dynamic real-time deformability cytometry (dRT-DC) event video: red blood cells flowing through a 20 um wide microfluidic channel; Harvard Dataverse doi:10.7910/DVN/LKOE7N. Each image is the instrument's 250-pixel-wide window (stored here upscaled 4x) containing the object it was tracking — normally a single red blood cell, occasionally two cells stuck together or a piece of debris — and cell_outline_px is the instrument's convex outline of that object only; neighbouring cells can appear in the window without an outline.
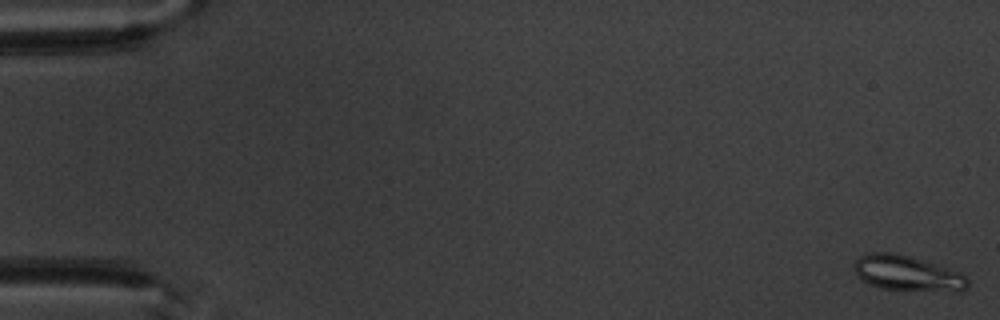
{"species": "common noctule bat (a hibernating species)", "species_latin": "Nyctalus noctula", "temperature_condition": "warm", "stored_images_in_passage": 6, "camera_frame_rate_fps": 3000, "um_per_image_px": 0.085, "animal": {"sex": "male", "body_mass_g": 20.1, "forearm_length_mm": 53.5}, "frame": {"image": 1, "passage_image": 1, "time_ms": 0.0, "image_size_px": [1000, 320], "cell_outline_px": [[968, 284], [960, 292], [956, 292], [884, 288], [868, 284], [852, 268], [852, 264], [860, 256], [868, 252], [892, 252], [908, 256], [960, 272], [968, 280]], "centroid_in_image_um": [77.1, 23.22], "position_along_channel_um": 7.9, "area_um2": 23.0}}